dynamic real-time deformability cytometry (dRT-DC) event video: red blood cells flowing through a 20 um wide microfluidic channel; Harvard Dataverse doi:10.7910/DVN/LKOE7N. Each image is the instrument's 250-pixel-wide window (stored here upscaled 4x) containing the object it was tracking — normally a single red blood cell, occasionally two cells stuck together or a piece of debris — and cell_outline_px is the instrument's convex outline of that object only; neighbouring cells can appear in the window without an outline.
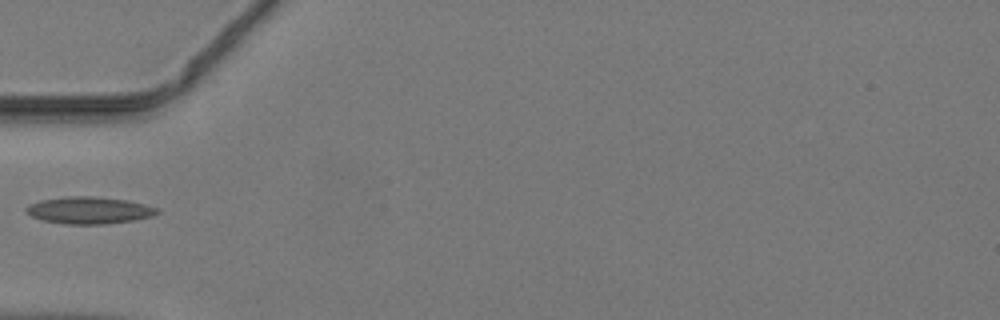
{"species": "common noctule bat (a hibernating species)", "species_latin": "Nyctalus noctula", "temperature_condition": "warm", "stored_images_in_passage": 32, "camera_frame_rate_fps": 3000, "um_per_image_px": 0.085, "animal": {"sex": "male", "body_mass_g": 19.2, "forearm_length_mm": 51.8}, "frame": {"image": 1, "passage_image": 1, "time_ms": 0.0, "image_size_px": [1000, 320], "cell_outline_px": [[160, 212], [152, 216], [132, 220], [104, 224], [68, 224], [44, 220], [32, 216], [24, 208], [28, 204], [40, 200], [68, 196], [92, 196], [124, 200], [144, 204], [160, 208]], "centroid_in_image_um": [7.58, 17.87], "position_along_channel_um": 77.4, "area_um2": 20.4}}
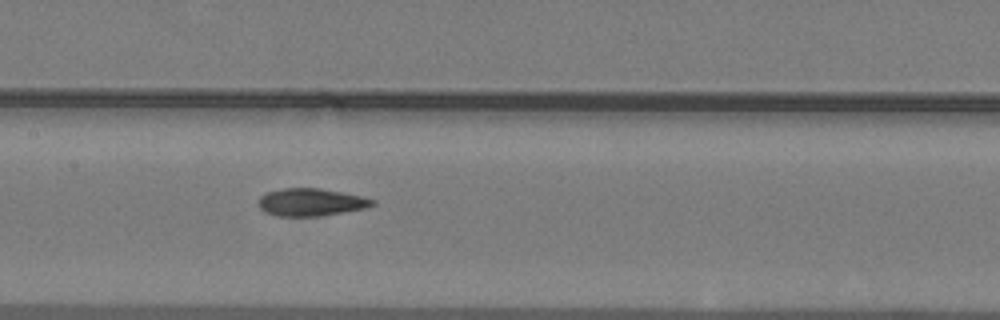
{"frame": {"image": 2, "passage_image": 8, "time_ms": 2.333, "image_size_px": [1000, 320], "cell_outline_px": [[376, 204], [364, 208], [316, 216], [276, 216], [264, 212], [260, 208], [260, 196], [264, 192], [280, 188], [320, 188], [364, 196], [376, 200]], "centroid_in_image_um": [26.41, 17.17], "position_along_channel_um": 181.0, "area_um2": 18.32}}
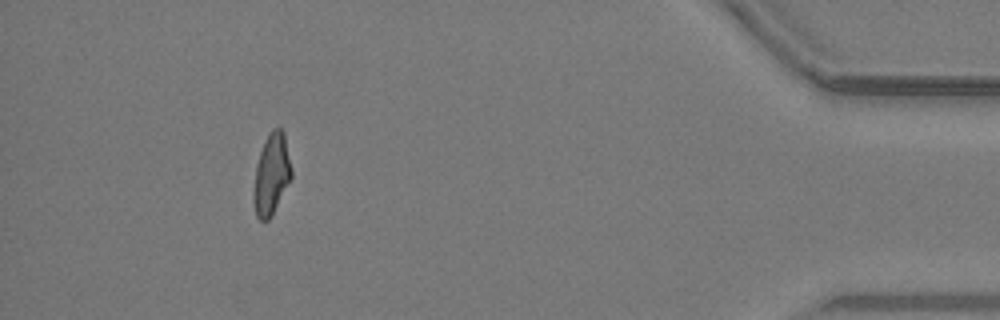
{"frame": {"image": 3, "passage_image": 28, "time_ms": 9.0, "image_size_px": [1000, 320], "cell_outline_px": [[292, 176], [272, 216], [268, 220], [260, 220], [256, 216], [252, 200], [252, 192], [256, 164], [264, 140], [272, 128], [280, 128], [284, 132], [292, 168]], "centroid_in_image_um": [23.06, 14.82], "position_along_channel_um": 412.1, "area_um2": 18.15}}